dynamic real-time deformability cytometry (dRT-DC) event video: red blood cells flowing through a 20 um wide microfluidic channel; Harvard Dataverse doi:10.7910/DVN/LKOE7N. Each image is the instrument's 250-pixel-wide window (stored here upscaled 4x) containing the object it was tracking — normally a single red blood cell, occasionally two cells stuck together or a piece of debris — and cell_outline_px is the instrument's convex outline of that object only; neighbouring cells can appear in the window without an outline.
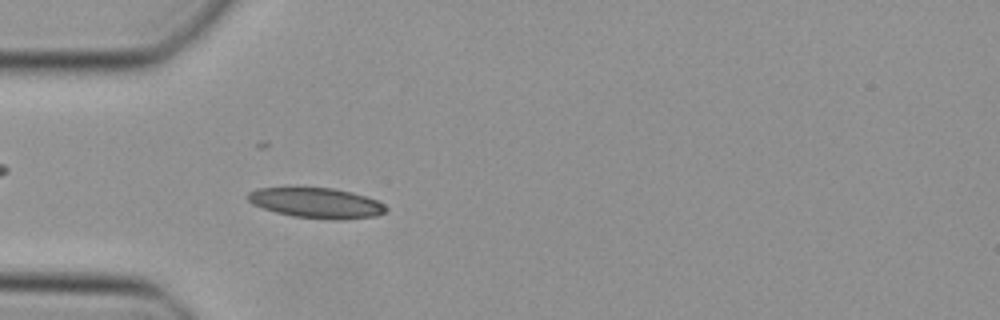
{"species": "Egyptian fruit bat (a non-hibernating species)", "species_latin": "Rousettus aegyptiacus", "temperature_condition": "cold", "stored_images_in_passage": 45, "camera_frame_rate_fps": 3000, "um_per_image_px": 0.085, "animal": {"sex": "female"}, "frame": {"image": 1, "passage_image": 12, "time_ms": 3.667, "image_size_px": [1000, 320], "cell_outline_px": [[388, 208], [384, 212], [376, 216], [340, 220], [332, 220], [292, 216], [276, 212], [252, 204], [244, 196], [248, 192], [256, 188], [332, 188], [352, 192], [376, 200], [384, 204]], "centroid_in_image_um": [26.88, 17.25], "position_along_channel_um": 58.1, "area_um2": 24.33}}
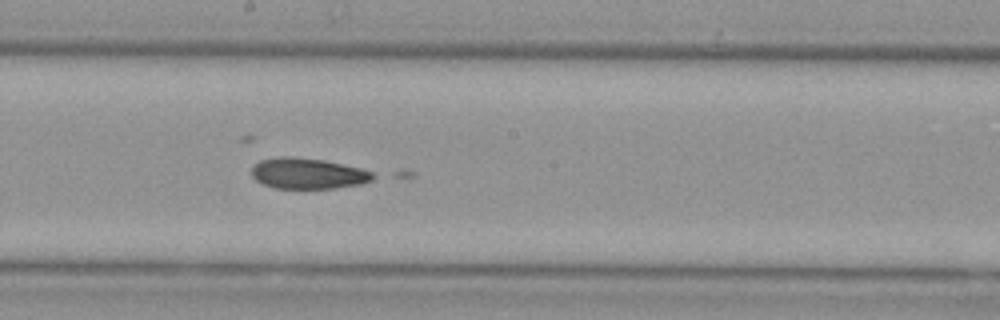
{"frame": {"image": 2, "passage_image": 24, "time_ms": 7.667, "image_size_px": [1000, 320], "cell_outline_px": [[380, 176], [372, 180], [360, 184], [336, 188], [276, 188], [260, 184], [252, 176], [252, 168], [260, 160], [284, 156], [288, 156], [324, 160], [360, 168], [372, 172]], "centroid_in_image_um": [26.19, 14.75], "position_along_channel_um": 222.0, "area_um2": 21.79}}
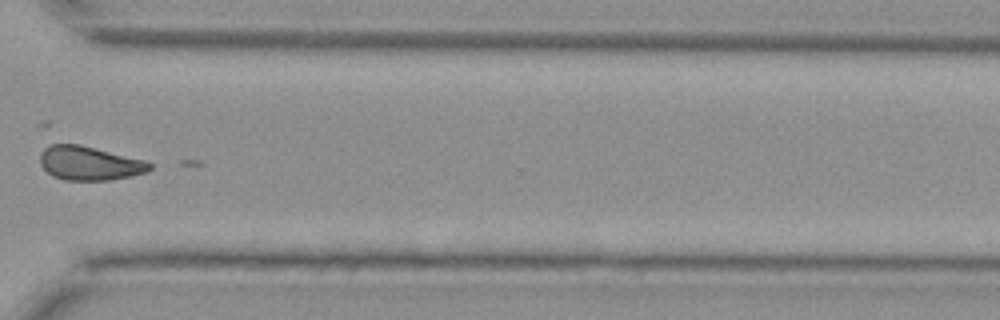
{"frame": {"image": 3, "passage_image": 34, "time_ms": 11.0, "image_size_px": [1000, 320], "cell_outline_px": [[152, 168], [148, 172], [132, 176], [112, 180], [64, 180], [52, 176], [40, 164], [40, 152], [44, 148], [52, 144], [80, 144], [144, 160], [152, 164]], "centroid_in_image_um": [7.61, 13.88], "position_along_channel_um": 363.0, "area_um2": 21.79}}